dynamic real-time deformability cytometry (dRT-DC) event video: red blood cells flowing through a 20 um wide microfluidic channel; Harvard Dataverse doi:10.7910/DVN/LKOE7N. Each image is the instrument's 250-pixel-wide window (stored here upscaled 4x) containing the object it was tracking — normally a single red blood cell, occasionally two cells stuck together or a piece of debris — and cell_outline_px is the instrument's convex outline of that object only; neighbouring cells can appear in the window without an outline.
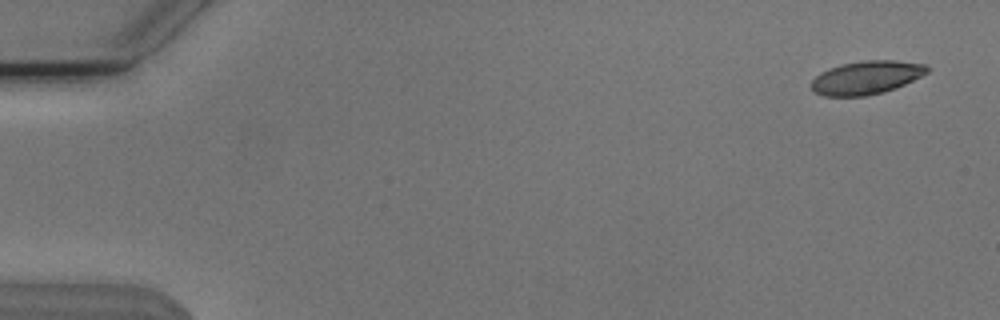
{"species": "Egyptian fruit bat (a non-hibernating species)", "species_latin": "Rousettus aegyptiacus", "temperature_condition": "cold", "stored_images_in_passage": 53, "camera_frame_rate_fps": 3000, "um_per_image_px": 0.085, "animal": {"sex": "male"}, "frame": {"image": 1, "passage_image": 1, "time_ms": 0.0, "image_size_px": [1000, 320], "cell_outline_px": [[932, 68], [928, 72], [896, 88], [884, 92], [864, 96], [824, 96], [812, 92], [812, 80], [820, 72], [840, 64], [868, 60], [896, 60], [928, 64]], "centroid_in_image_um": [73.66, 6.59], "position_along_channel_um": 11.3, "area_um2": 22.66}}
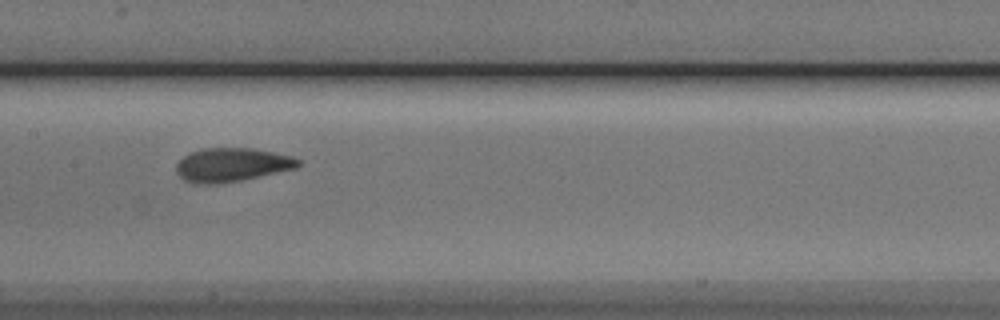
{"frame": {"image": 2, "passage_image": 26, "time_ms": 8.333, "image_size_px": [1000, 320], "cell_outline_px": [[300, 164], [296, 168], [240, 180], [216, 184], [204, 184], [184, 180], [176, 172], [176, 164], [184, 156], [192, 152], [204, 148], [252, 148], [292, 156], [300, 160]], "centroid_in_image_um": [19.7, 14.0], "position_along_channel_um": 187.7, "area_um2": 23.64}}
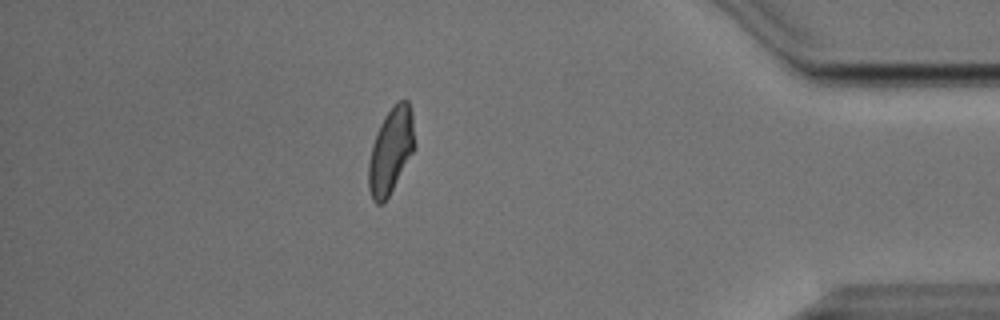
{"frame": {"image": 3, "passage_image": 46, "time_ms": 15.0, "image_size_px": [1000, 320], "cell_outline_px": [[412, 152], [388, 196], [380, 204], [376, 204], [372, 200], [368, 188], [368, 164], [372, 144], [380, 124], [384, 116], [400, 100], [408, 100], [412, 112]], "centroid_in_image_um": [33.16, 12.83], "position_along_channel_um": 402.0, "area_um2": 22.08}, "authors_computed_cell_mechanics": {"area_um2": 23.2356, "velocity_mm_per_s": 3.7984, "shape_relaxation_time_tau1_ms": 3.6477, "shape_relaxation_time_tau2_ms": 1.4438, "deformation_change_tau1": 0.1505, "deformation_change_tau2": 0.0633}}